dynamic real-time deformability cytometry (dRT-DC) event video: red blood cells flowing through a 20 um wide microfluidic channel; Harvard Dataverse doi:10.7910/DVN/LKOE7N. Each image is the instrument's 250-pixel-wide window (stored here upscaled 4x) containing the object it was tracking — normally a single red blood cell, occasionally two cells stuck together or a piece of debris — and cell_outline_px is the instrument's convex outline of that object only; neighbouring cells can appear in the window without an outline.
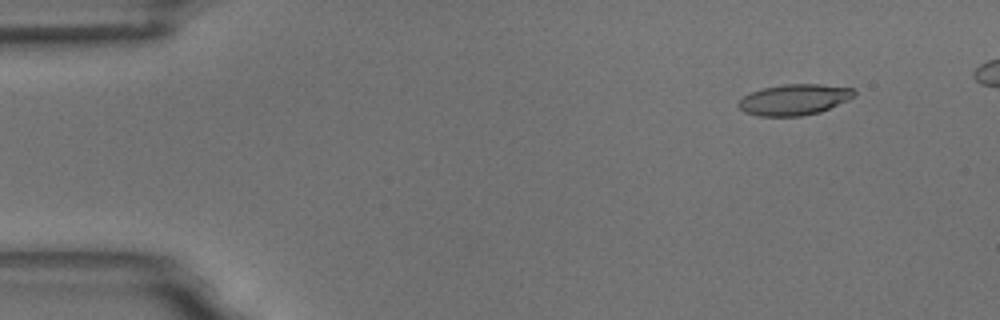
{"species": "common noctule bat (a hibernating species)", "species_latin": "Nyctalus noctula", "temperature_condition": "room temperature", "stored_images_in_passage": 6, "camera_frame_rate_fps": 3000, "um_per_image_px": 0.085, "animal": {"sex": "male", "body_mass_g": 18.8}, "frame": {"image": 1, "passage_image": 2, "time_ms": 1.333, "image_size_px": [1000, 320], "cell_outline_px": [[856, 96], [848, 100], [820, 112], [800, 116], [760, 116], [744, 112], [736, 104], [744, 96], [752, 92], [764, 88], [784, 84], [820, 84], [852, 88], [856, 92]], "centroid_in_image_um": [67.53, 8.47], "position_along_channel_um": 17.5, "area_um2": 20.75}}